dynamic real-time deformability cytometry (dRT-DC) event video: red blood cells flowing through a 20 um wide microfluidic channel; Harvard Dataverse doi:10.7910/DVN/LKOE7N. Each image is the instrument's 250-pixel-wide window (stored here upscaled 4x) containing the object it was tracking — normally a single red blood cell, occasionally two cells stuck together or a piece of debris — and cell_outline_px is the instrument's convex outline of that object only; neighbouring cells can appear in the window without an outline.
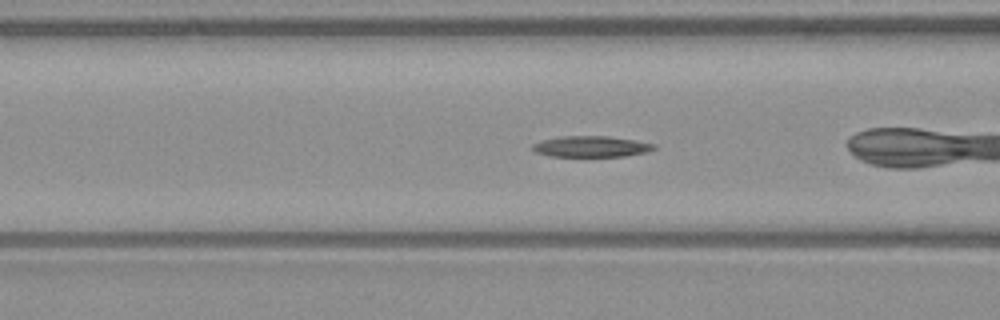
{"species": "common noctule bat (a hibernating species)", "species_latin": "Nyctalus noctula", "temperature_condition": "warm", "stored_images_in_passage": 50, "camera_frame_rate_fps": 3000, "um_per_image_px": 0.085, "animal": {"sex": "male", "body_mass_g": 23.1, "forearm_length_mm": 52.7}, "frame": {"image": 1, "passage_image": 17, "time_ms": 5.333, "image_size_px": [1000, 320], "cell_outline_px": [[656, 148], [648, 152], [624, 156], [548, 156], [536, 152], [532, 148], [532, 144], [540, 140], [560, 136], [608, 136], [656, 144]], "centroid_in_image_um": [50.23, 12.45], "position_along_channel_um": 116.4, "area_um2": 14.85}}
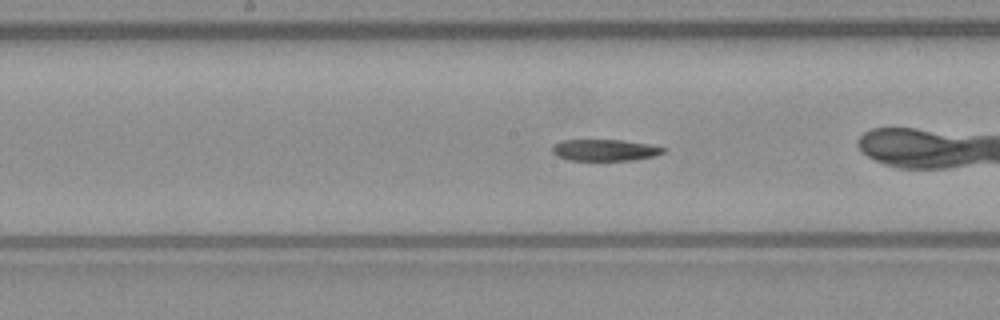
{"frame": {"image": 2, "passage_image": 23, "time_ms": 7.333, "image_size_px": [1000, 320], "cell_outline_px": [[668, 148], [664, 152], [652, 156], [632, 160], [568, 160], [556, 156], [552, 152], [552, 144], [560, 140], [620, 140], [648, 144]], "centroid_in_image_um": [51.36, 12.75], "position_along_channel_um": 196.8, "area_um2": 13.93}}